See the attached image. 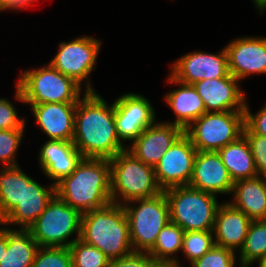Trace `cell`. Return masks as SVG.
<instances>
[{
  "label": "cell",
  "instance_id": "cell-35",
  "mask_svg": "<svg viewBox=\"0 0 266 267\" xmlns=\"http://www.w3.org/2000/svg\"><path fill=\"white\" fill-rule=\"evenodd\" d=\"M243 135L249 143L258 175L266 177V137L254 134L246 125Z\"/></svg>",
  "mask_w": 266,
  "mask_h": 267
},
{
  "label": "cell",
  "instance_id": "cell-6",
  "mask_svg": "<svg viewBox=\"0 0 266 267\" xmlns=\"http://www.w3.org/2000/svg\"><path fill=\"white\" fill-rule=\"evenodd\" d=\"M170 221L184 231H213L219 206L218 196L194 189L190 186H176L164 190Z\"/></svg>",
  "mask_w": 266,
  "mask_h": 267
},
{
  "label": "cell",
  "instance_id": "cell-15",
  "mask_svg": "<svg viewBox=\"0 0 266 267\" xmlns=\"http://www.w3.org/2000/svg\"><path fill=\"white\" fill-rule=\"evenodd\" d=\"M23 170V194L17 205L0 221L10 228L28 229L55 195V184L41 182ZM14 226V227H13Z\"/></svg>",
  "mask_w": 266,
  "mask_h": 267
},
{
  "label": "cell",
  "instance_id": "cell-3",
  "mask_svg": "<svg viewBox=\"0 0 266 267\" xmlns=\"http://www.w3.org/2000/svg\"><path fill=\"white\" fill-rule=\"evenodd\" d=\"M80 239L102 251L110 260L133 252L123 205L110 202L82 214Z\"/></svg>",
  "mask_w": 266,
  "mask_h": 267
},
{
  "label": "cell",
  "instance_id": "cell-1",
  "mask_svg": "<svg viewBox=\"0 0 266 267\" xmlns=\"http://www.w3.org/2000/svg\"><path fill=\"white\" fill-rule=\"evenodd\" d=\"M72 142L83 158L110 160L126 150L117 134L114 101L110 104L98 91L86 92L77 102Z\"/></svg>",
  "mask_w": 266,
  "mask_h": 267
},
{
  "label": "cell",
  "instance_id": "cell-37",
  "mask_svg": "<svg viewBox=\"0 0 266 267\" xmlns=\"http://www.w3.org/2000/svg\"><path fill=\"white\" fill-rule=\"evenodd\" d=\"M249 99L245 102V125L254 133L266 137V101L255 113L249 106Z\"/></svg>",
  "mask_w": 266,
  "mask_h": 267
},
{
  "label": "cell",
  "instance_id": "cell-23",
  "mask_svg": "<svg viewBox=\"0 0 266 267\" xmlns=\"http://www.w3.org/2000/svg\"><path fill=\"white\" fill-rule=\"evenodd\" d=\"M230 201L234 208L244 212L252 221L266 220V177L237 180L233 184Z\"/></svg>",
  "mask_w": 266,
  "mask_h": 267
},
{
  "label": "cell",
  "instance_id": "cell-13",
  "mask_svg": "<svg viewBox=\"0 0 266 267\" xmlns=\"http://www.w3.org/2000/svg\"><path fill=\"white\" fill-rule=\"evenodd\" d=\"M196 154V148L183 133L154 166L155 178L162 191L189 185Z\"/></svg>",
  "mask_w": 266,
  "mask_h": 267
},
{
  "label": "cell",
  "instance_id": "cell-17",
  "mask_svg": "<svg viewBox=\"0 0 266 267\" xmlns=\"http://www.w3.org/2000/svg\"><path fill=\"white\" fill-rule=\"evenodd\" d=\"M183 133L184 129L178 125L156 120L127 147V150L143 163L154 167Z\"/></svg>",
  "mask_w": 266,
  "mask_h": 267
},
{
  "label": "cell",
  "instance_id": "cell-36",
  "mask_svg": "<svg viewBox=\"0 0 266 267\" xmlns=\"http://www.w3.org/2000/svg\"><path fill=\"white\" fill-rule=\"evenodd\" d=\"M159 263L148 253L133 251L121 258L109 261L108 267H158Z\"/></svg>",
  "mask_w": 266,
  "mask_h": 267
},
{
  "label": "cell",
  "instance_id": "cell-29",
  "mask_svg": "<svg viewBox=\"0 0 266 267\" xmlns=\"http://www.w3.org/2000/svg\"><path fill=\"white\" fill-rule=\"evenodd\" d=\"M215 245L213 231H185L180 253L181 258L176 262L182 263V259H184V261H187L188 265H190L211 250Z\"/></svg>",
  "mask_w": 266,
  "mask_h": 267
},
{
  "label": "cell",
  "instance_id": "cell-14",
  "mask_svg": "<svg viewBox=\"0 0 266 267\" xmlns=\"http://www.w3.org/2000/svg\"><path fill=\"white\" fill-rule=\"evenodd\" d=\"M224 47L229 72L241 83L254 75H266V36H237Z\"/></svg>",
  "mask_w": 266,
  "mask_h": 267
},
{
  "label": "cell",
  "instance_id": "cell-12",
  "mask_svg": "<svg viewBox=\"0 0 266 267\" xmlns=\"http://www.w3.org/2000/svg\"><path fill=\"white\" fill-rule=\"evenodd\" d=\"M169 74L185 84H194L204 79L229 77L225 47L216 53L193 50L181 55L170 64Z\"/></svg>",
  "mask_w": 266,
  "mask_h": 267
},
{
  "label": "cell",
  "instance_id": "cell-43",
  "mask_svg": "<svg viewBox=\"0 0 266 267\" xmlns=\"http://www.w3.org/2000/svg\"><path fill=\"white\" fill-rule=\"evenodd\" d=\"M5 11V0H0V13Z\"/></svg>",
  "mask_w": 266,
  "mask_h": 267
},
{
  "label": "cell",
  "instance_id": "cell-32",
  "mask_svg": "<svg viewBox=\"0 0 266 267\" xmlns=\"http://www.w3.org/2000/svg\"><path fill=\"white\" fill-rule=\"evenodd\" d=\"M32 267H72L68 247H39Z\"/></svg>",
  "mask_w": 266,
  "mask_h": 267
},
{
  "label": "cell",
  "instance_id": "cell-21",
  "mask_svg": "<svg viewBox=\"0 0 266 267\" xmlns=\"http://www.w3.org/2000/svg\"><path fill=\"white\" fill-rule=\"evenodd\" d=\"M166 84L175 86L166 92L163 100L169 110L173 111L174 119L163 120L174 125H178L184 130L196 119L206 112L203 101L198 95L192 84H185L174 79L169 73L167 75Z\"/></svg>",
  "mask_w": 266,
  "mask_h": 267
},
{
  "label": "cell",
  "instance_id": "cell-25",
  "mask_svg": "<svg viewBox=\"0 0 266 267\" xmlns=\"http://www.w3.org/2000/svg\"><path fill=\"white\" fill-rule=\"evenodd\" d=\"M39 247L28 229L8 227V245L0 267H32Z\"/></svg>",
  "mask_w": 266,
  "mask_h": 267
},
{
  "label": "cell",
  "instance_id": "cell-4",
  "mask_svg": "<svg viewBox=\"0 0 266 267\" xmlns=\"http://www.w3.org/2000/svg\"><path fill=\"white\" fill-rule=\"evenodd\" d=\"M12 99L24 104L77 103L86 91L48 62L20 70Z\"/></svg>",
  "mask_w": 266,
  "mask_h": 267
},
{
  "label": "cell",
  "instance_id": "cell-24",
  "mask_svg": "<svg viewBox=\"0 0 266 267\" xmlns=\"http://www.w3.org/2000/svg\"><path fill=\"white\" fill-rule=\"evenodd\" d=\"M217 152L233 182L258 176L249 143L244 135Z\"/></svg>",
  "mask_w": 266,
  "mask_h": 267
},
{
  "label": "cell",
  "instance_id": "cell-30",
  "mask_svg": "<svg viewBox=\"0 0 266 267\" xmlns=\"http://www.w3.org/2000/svg\"><path fill=\"white\" fill-rule=\"evenodd\" d=\"M26 128L0 130V167L20 165L18 162L19 149L27 133Z\"/></svg>",
  "mask_w": 266,
  "mask_h": 267
},
{
  "label": "cell",
  "instance_id": "cell-38",
  "mask_svg": "<svg viewBox=\"0 0 266 267\" xmlns=\"http://www.w3.org/2000/svg\"><path fill=\"white\" fill-rule=\"evenodd\" d=\"M39 0H5V11L10 12H21L33 7L34 4H37Z\"/></svg>",
  "mask_w": 266,
  "mask_h": 267
},
{
  "label": "cell",
  "instance_id": "cell-27",
  "mask_svg": "<svg viewBox=\"0 0 266 267\" xmlns=\"http://www.w3.org/2000/svg\"><path fill=\"white\" fill-rule=\"evenodd\" d=\"M184 230L169 221L158 234L154 246L148 253L158 262H174L179 259Z\"/></svg>",
  "mask_w": 266,
  "mask_h": 267
},
{
  "label": "cell",
  "instance_id": "cell-2",
  "mask_svg": "<svg viewBox=\"0 0 266 267\" xmlns=\"http://www.w3.org/2000/svg\"><path fill=\"white\" fill-rule=\"evenodd\" d=\"M55 194L81 214L109 204L112 201L109 159L82 158L71 175L55 184Z\"/></svg>",
  "mask_w": 266,
  "mask_h": 267
},
{
  "label": "cell",
  "instance_id": "cell-40",
  "mask_svg": "<svg viewBox=\"0 0 266 267\" xmlns=\"http://www.w3.org/2000/svg\"><path fill=\"white\" fill-rule=\"evenodd\" d=\"M252 3L259 15L266 9V0H252Z\"/></svg>",
  "mask_w": 266,
  "mask_h": 267
},
{
  "label": "cell",
  "instance_id": "cell-5",
  "mask_svg": "<svg viewBox=\"0 0 266 267\" xmlns=\"http://www.w3.org/2000/svg\"><path fill=\"white\" fill-rule=\"evenodd\" d=\"M109 162L112 202L123 205L163 192L156 181L154 167L143 163L127 149L117 153Z\"/></svg>",
  "mask_w": 266,
  "mask_h": 267
},
{
  "label": "cell",
  "instance_id": "cell-41",
  "mask_svg": "<svg viewBox=\"0 0 266 267\" xmlns=\"http://www.w3.org/2000/svg\"><path fill=\"white\" fill-rule=\"evenodd\" d=\"M184 262L183 263H178L176 261L174 262H162L159 263L158 267H184ZM190 265H187V267H189Z\"/></svg>",
  "mask_w": 266,
  "mask_h": 267
},
{
  "label": "cell",
  "instance_id": "cell-39",
  "mask_svg": "<svg viewBox=\"0 0 266 267\" xmlns=\"http://www.w3.org/2000/svg\"><path fill=\"white\" fill-rule=\"evenodd\" d=\"M8 245V227L0 223V261Z\"/></svg>",
  "mask_w": 266,
  "mask_h": 267
},
{
  "label": "cell",
  "instance_id": "cell-26",
  "mask_svg": "<svg viewBox=\"0 0 266 267\" xmlns=\"http://www.w3.org/2000/svg\"><path fill=\"white\" fill-rule=\"evenodd\" d=\"M22 194L21 165L0 167V221L21 201Z\"/></svg>",
  "mask_w": 266,
  "mask_h": 267
},
{
  "label": "cell",
  "instance_id": "cell-10",
  "mask_svg": "<svg viewBox=\"0 0 266 267\" xmlns=\"http://www.w3.org/2000/svg\"><path fill=\"white\" fill-rule=\"evenodd\" d=\"M244 111L205 112L184 133L197 151L217 152L243 135Z\"/></svg>",
  "mask_w": 266,
  "mask_h": 267
},
{
  "label": "cell",
  "instance_id": "cell-11",
  "mask_svg": "<svg viewBox=\"0 0 266 267\" xmlns=\"http://www.w3.org/2000/svg\"><path fill=\"white\" fill-rule=\"evenodd\" d=\"M113 101L117 134L128 147L157 120L155 106L146 96L137 92H125L118 95Z\"/></svg>",
  "mask_w": 266,
  "mask_h": 267
},
{
  "label": "cell",
  "instance_id": "cell-34",
  "mask_svg": "<svg viewBox=\"0 0 266 267\" xmlns=\"http://www.w3.org/2000/svg\"><path fill=\"white\" fill-rule=\"evenodd\" d=\"M17 105L6 97H0V130L27 128V116H21Z\"/></svg>",
  "mask_w": 266,
  "mask_h": 267
},
{
  "label": "cell",
  "instance_id": "cell-9",
  "mask_svg": "<svg viewBox=\"0 0 266 267\" xmlns=\"http://www.w3.org/2000/svg\"><path fill=\"white\" fill-rule=\"evenodd\" d=\"M102 41L91 35H80L58 43V50L49 64L63 75L72 78L86 92H96L92 72L96 70Z\"/></svg>",
  "mask_w": 266,
  "mask_h": 267
},
{
  "label": "cell",
  "instance_id": "cell-33",
  "mask_svg": "<svg viewBox=\"0 0 266 267\" xmlns=\"http://www.w3.org/2000/svg\"><path fill=\"white\" fill-rule=\"evenodd\" d=\"M240 267L237 253L234 251L214 246L198 260L190 264V267Z\"/></svg>",
  "mask_w": 266,
  "mask_h": 267
},
{
  "label": "cell",
  "instance_id": "cell-19",
  "mask_svg": "<svg viewBox=\"0 0 266 267\" xmlns=\"http://www.w3.org/2000/svg\"><path fill=\"white\" fill-rule=\"evenodd\" d=\"M47 140L73 141L77 103L25 104Z\"/></svg>",
  "mask_w": 266,
  "mask_h": 267
},
{
  "label": "cell",
  "instance_id": "cell-18",
  "mask_svg": "<svg viewBox=\"0 0 266 267\" xmlns=\"http://www.w3.org/2000/svg\"><path fill=\"white\" fill-rule=\"evenodd\" d=\"M233 184L218 152L197 151L193 174L188 186L216 196L226 195L229 197L233 190Z\"/></svg>",
  "mask_w": 266,
  "mask_h": 267
},
{
  "label": "cell",
  "instance_id": "cell-31",
  "mask_svg": "<svg viewBox=\"0 0 266 267\" xmlns=\"http://www.w3.org/2000/svg\"><path fill=\"white\" fill-rule=\"evenodd\" d=\"M72 267H108L110 259L95 246L77 239L70 247Z\"/></svg>",
  "mask_w": 266,
  "mask_h": 267
},
{
  "label": "cell",
  "instance_id": "cell-42",
  "mask_svg": "<svg viewBox=\"0 0 266 267\" xmlns=\"http://www.w3.org/2000/svg\"><path fill=\"white\" fill-rule=\"evenodd\" d=\"M255 265H257V267H266V258L262 259Z\"/></svg>",
  "mask_w": 266,
  "mask_h": 267
},
{
  "label": "cell",
  "instance_id": "cell-28",
  "mask_svg": "<svg viewBox=\"0 0 266 267\" xmlns=\"http://www.w3.org/2000/svg\"><path fill=\"white\" fill-rule=\"evenodd\" d=\"M237 258L240 267H253L266 258V220L251 222Z\"/></svg>",
  "mask_w": 266,
  "mask_h": 267
},
{
  "label": "cell",
  "instance_id": "cell-44",
  "mask_svg": "<svg viewBox=\"0 0 266 267\" xmlns=\"http://www.w3.org/2000/svg\"><path fill=\"white\" fill-rule=\"evenodd\" d=\"M265 12H266V9L259 16L263 17L265 15Z\"/></svg>",
  "mask_w": 266,
  "mask_h": 267
},
{
  "label": "cell",
  "instance_id": "cell-8",
  "mask_svg": "<svg viewBox=\"0 0 266 267\" xmlns=\"http://www.w3.org/2000/svg\"><path fill=\"white\" fill-rule=\"evenodd\" d=\"M129 224L133 251L148 252L158 234L170 221L165 192L151 198L135 199L123 204Z\"/></svg>",
  "mask_w": 266,
  "mask_h": 267
},
{
  "label": "cell",
  "instance_id": "cell-7",
  "mask_svg": "<svg viewBox=\"0 0 266 267\" xmlns=\"http://www.w3.org/2000/svg\"><path fill=\"white\" fill-rule=\"evenodd\" d=\"M82 214L56 194L42 214L28 227L41 247H70L80 239Z\"/></svg>",
  "mask_w": 266,
  "mask_h": 267
},
{
  "label": "cell",
  "instance_id": "cell-22",
  "mask_svg": "<svg viewBox=\"0 0 266 267\" xmlns=\"http://www.w3.org/2000/svg\"><path fill=\"white\" fill-rule=\"evenodd\" d=\"M252 220L227 200L219 206L213 227L216 246L238 253L242 248Z\"/></svg>",
  "mask_w": 266,
  "mask_h": 267
},
{
  "label": "cell",
  "instance_id": "cell-16",
  "mask_svg": "<svg viewBox=\"0 0 266 267\" xmlns=\"http://www.w3.org/2000/svg\"><path fill=\"white\" fill-rule=\"evenodd\" d=\"M241 82L233 75L194 83L206 112L244 111L247 99Z\"/></svg>",
  "mask_w": 266,
  "mask_h": 267
},
{
  "label": "cell",
  "instance_id": "cell-20",
  "mask_svg": "<svg viewBox=\"0 0 266 267\" xmlns=\"http://www.w3.org/2000/svg\"><path fill=\"white\" fill-rule=\"evenodd\" d=\"M37 154L40 172L53 184L71 175L83 158L72 141L64 140H46Z\"/></svg>",
  "mask_w": 266,
  "mask_h": 267
}]
</instances>
